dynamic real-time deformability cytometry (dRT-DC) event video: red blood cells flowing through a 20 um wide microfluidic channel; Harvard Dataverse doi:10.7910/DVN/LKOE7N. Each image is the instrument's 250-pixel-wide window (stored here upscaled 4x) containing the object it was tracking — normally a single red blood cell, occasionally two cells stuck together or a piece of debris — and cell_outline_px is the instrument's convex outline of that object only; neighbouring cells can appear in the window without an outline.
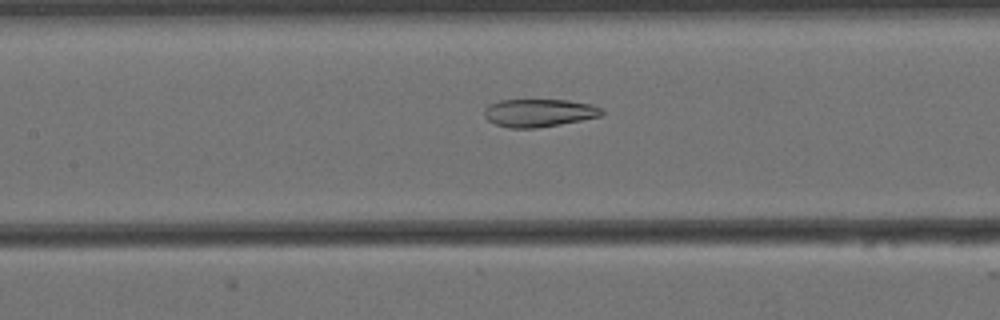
{"species": "Egyptian fruit bat (a non-hibernating species)", "species_latin": "Rousettus aegyptiacus", "temperature_condition": "cold", "stored_images_in_passage": 55, "camera_frame_rate_fps": 3000, "um_per_image_px": 0.085, "animal": {"sex": "female"}, "frame": {"image": 1, "passage_image": 25, "time_ms": 8.0, "image_size_px": [1000, 320], "cell_outline_px": [[604, 112], [600, 116], [560, 124], [536, 128], [508, 128], [496, 124], [488, 120], [484, 116], [484, 108], [488, 104], [500, 100], [568, 100], [592, 104], [604, 108]], "centroid_in_image_um": [45.81, 9.58], "position_along_channel_um": 161.6, "area_um2": 19.19}}
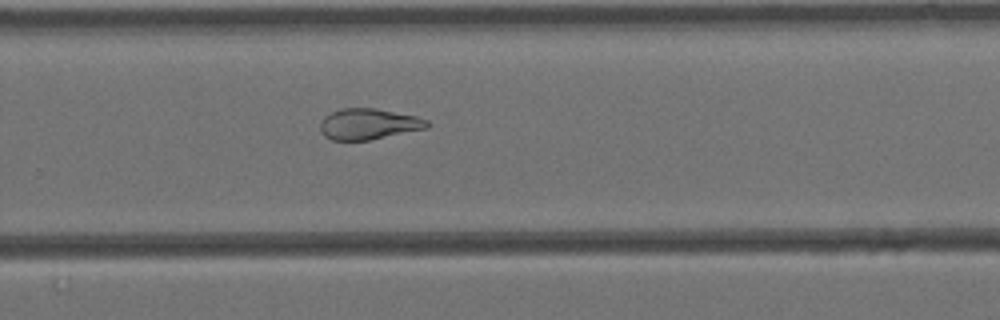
{"frame": {"image": 2, "passage_image": 37, "time_ms": 12.0, "image_size_px": [1000, 320], "cell_outline_px": [[432, 124], [428, 128], [368, 140], [332, 140], [324, 136], [320, 132], [320, 120], [324, 116], [340, 108], [372, 108], [416, 116], [428, 120]], "centroid_in_image_um": [31.31, 10.54], "position_along_channel_um": 298.5, "area_um2": 19.31}}
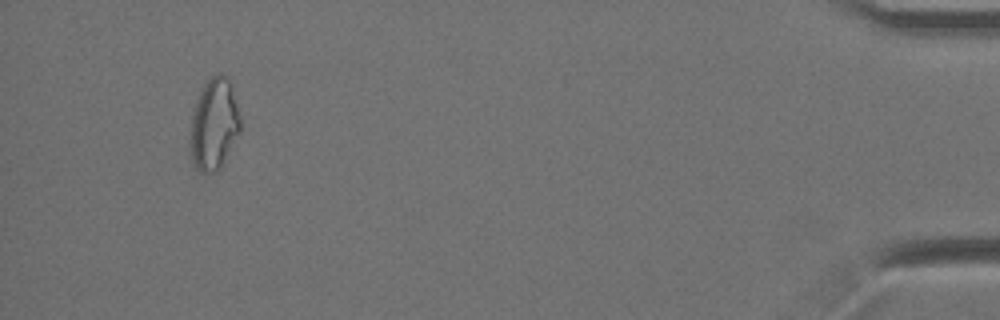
{"frame": {"image": 3, "passage_image": 54, "time_ms": 17.667, "image_size_px": [1000, 320], "cell_outline_px": [[240, 132], [216, 172], [200, 172], [196, 168], [192, 160], [192, 116], [196, 100], [200, 88], [216, 72], [220, 72], [228, 76], [240, 116]], "centroid_in_image_um": [18.21, 10.49], "position_along_channel_um": 417.0, "area_um2": 26.13}, "authors_computed_cell_mechanics": {"area_um2": 22.7732, "velocity_mm_per_s": 3.4431, "shape_relaxation_time_tau1_ms": null, "shape_relaxation_time_tau2_ms": 5.2482, "deformation_change_tau1": null, "deformation_change_tau2": 0.1197}}